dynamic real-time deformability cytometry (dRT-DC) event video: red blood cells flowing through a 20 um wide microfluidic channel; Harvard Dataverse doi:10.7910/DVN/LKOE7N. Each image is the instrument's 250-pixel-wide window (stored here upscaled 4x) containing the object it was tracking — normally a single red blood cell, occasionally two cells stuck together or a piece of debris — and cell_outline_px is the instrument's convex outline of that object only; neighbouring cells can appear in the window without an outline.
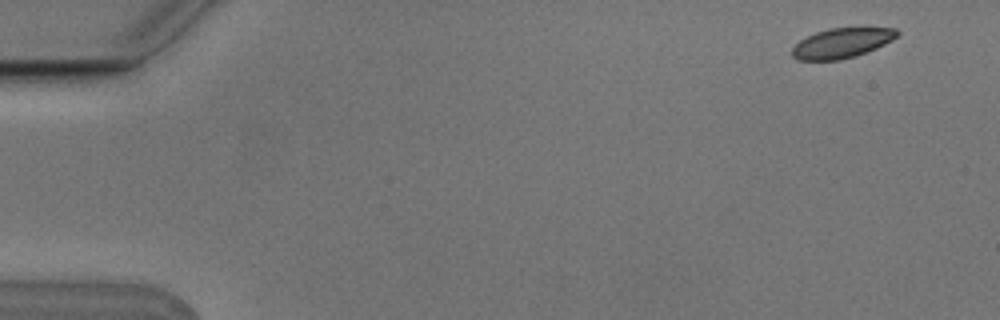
{"species": "Egyptian fruit bat (a non-hibernating species)", "species_latin": "Rousettus aegyptiacus", "temperature_condition": "cold", "stored_images_in_passage": 5, "camera_frame_rate_fps": 3000, "um_per_image_px": 0.085, "animal": {"sex": "male"}, "frame": {"image": 1, "passage_image": 1, "time_ms": 0.0, "image_size_px": [1000, 320], "cell_outline_px": [[900, 32], [892, 40], [876, 48], [856, 56], [840, 60], [796, 60], [792, 56], [792, 48], [800, 40], [816, 32], [828, 28], [896, 28]], "centroid_in_image_um": [71.54, 3.66], "position_along_channel_um": 13.5, "area_um2": 18.21}}